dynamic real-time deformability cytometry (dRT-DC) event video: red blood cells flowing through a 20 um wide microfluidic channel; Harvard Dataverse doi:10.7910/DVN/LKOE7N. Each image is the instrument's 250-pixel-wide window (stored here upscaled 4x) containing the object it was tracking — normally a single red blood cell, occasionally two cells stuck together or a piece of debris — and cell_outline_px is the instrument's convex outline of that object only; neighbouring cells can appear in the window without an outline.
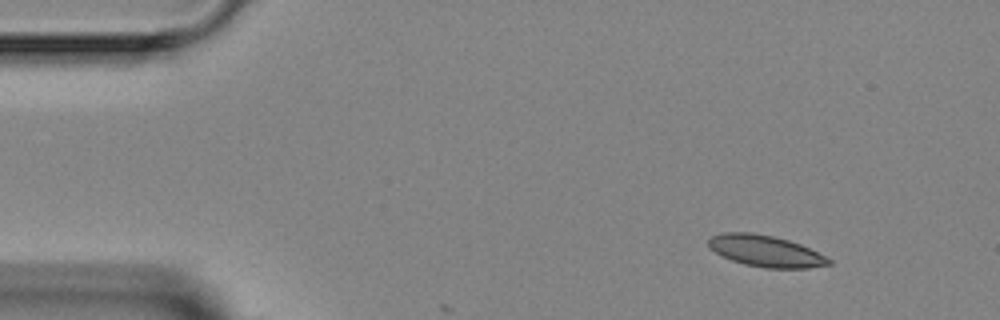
{"species": "Egyptian fruit bat (a non-hibernating species)", "species_latin": "Rousettus aegyptiacus", "temperature_condition": "room temperature", "stored_images_in_passage": 4, "camera_frame_rate_fps": 3000, "um_per_image_px": 0.085, "animal": {"sex": "female"}, "frame": {"image": 1, "passage_image": 1, "time_ms": 0.0, "image_size_px": [1000, 320], "cell_outline_px": [[832, 264], [808, 268], [764, 268], [744, 264], [732, 260], [716, 252], [708, 244], [708, 240], [712, 236], [724, 232], [752, 232], [772, 236], [788, 240], [800, 244], [832, 260]], "centroid_in_image_um": [65.08, 21.34], "position_along_channel_um": 19.9, "area_um2": 21.73}}
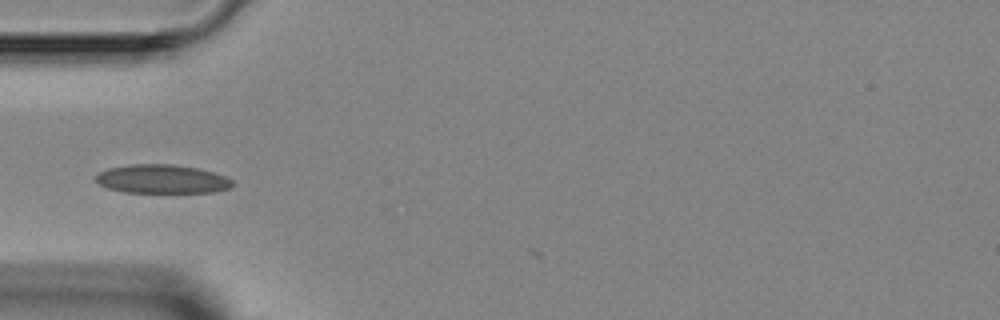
{"frame": {"image": 2, "passage_image": 4, "time_ms": 3.333, "image_size_px": [1000, 320], "cell_outline_px": [[236, 184], [228, 188], [212, 192], [124, 192], [108, 188], [100, 184], [96, 180], [96, 176], [100, 172], [108, 168], [132, 164], [172, 164], [196, 168], [212, 172], [224, 176], [232, 180]], "centroid_in_image_um": [13.77, 15.22], "position_along_channel_um": 71.2, "area_um2": 22.66}}